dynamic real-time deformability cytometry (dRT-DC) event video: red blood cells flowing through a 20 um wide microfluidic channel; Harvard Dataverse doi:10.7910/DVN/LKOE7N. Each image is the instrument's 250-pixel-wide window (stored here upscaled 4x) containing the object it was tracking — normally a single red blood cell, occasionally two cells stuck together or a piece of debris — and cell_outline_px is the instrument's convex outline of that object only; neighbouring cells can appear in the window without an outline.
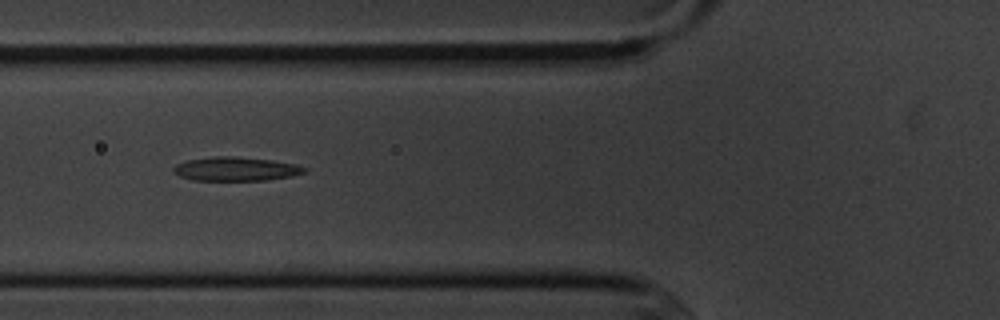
{"species": "common noctule bat (a hibernating species)", "species_latin": "Nyctalus noctula", "temperature_condition": "cold", "stored_images_in_passage": 6, "camera_frame_rate_fps": 3000, "um_per_image_px": 0.085, "animal": {"sex": "male", "body_mass_g": 20.1, "forearm_length_mm": 53.5}, "frame": {"image": 1, "passage_image": 4, "time_ms": 3.667, "image_size_px": [1000, 320], "cell_outline_px": [[308, 172], [292, 176], [268, 180], [192, 180], [180, 176], [172, 172], [172, 168], [176, 164], [188, 160], [216, 156], [236, 156], [272, 160], [296, 164], [308, 168]], "centroid_in_image_um": [20.08, 14.36], "position_along_channel_um": 105.7, "area_um2": 18.38}}
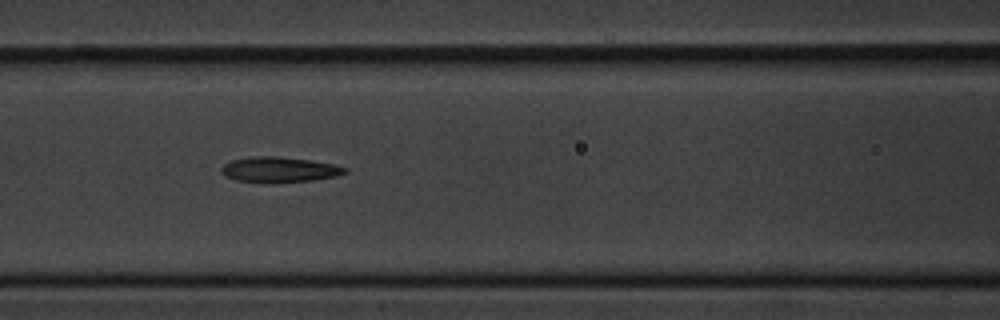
{"frame": {"image": 2, "passage_image": 5, "time_ms": 4.667, "image_size_px": [1000, 320], "cell_outline_px": [[348, 172], [336, 176], [312, 180], [236, 180], [220, 172], [220, 168], [224, 164], [232, 160], [252, 156], [276, 156], [308, 160], [332, 164], [348, 168]], "centroid_in_image_um": [23.75, 14.37], "position_along_channel_um": 142.8, "area_um2": 17.28}}
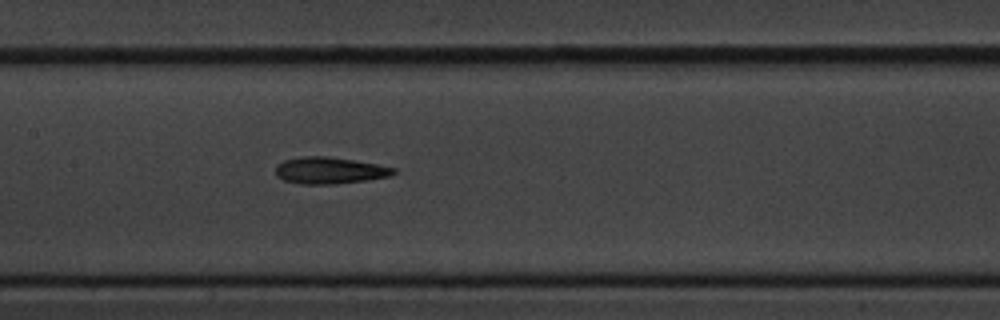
{"frame": {"image": 3, "passage_image": 6, "time_ms": 5.667, "image_size_px": [1000, 320], "cell_outline_px": [[396, 172], [392, 176], [368, 180], [332, 184], [304, 184], [284, 180], [276, 176], [276, 164], [284, 160], [304, 156], [328, 156], [356, 160], [396, 168]], "centroid_in_image_um": [28.04, 14.48], "position_along_channel_um": 179.4, "area_um2": 18.44}}